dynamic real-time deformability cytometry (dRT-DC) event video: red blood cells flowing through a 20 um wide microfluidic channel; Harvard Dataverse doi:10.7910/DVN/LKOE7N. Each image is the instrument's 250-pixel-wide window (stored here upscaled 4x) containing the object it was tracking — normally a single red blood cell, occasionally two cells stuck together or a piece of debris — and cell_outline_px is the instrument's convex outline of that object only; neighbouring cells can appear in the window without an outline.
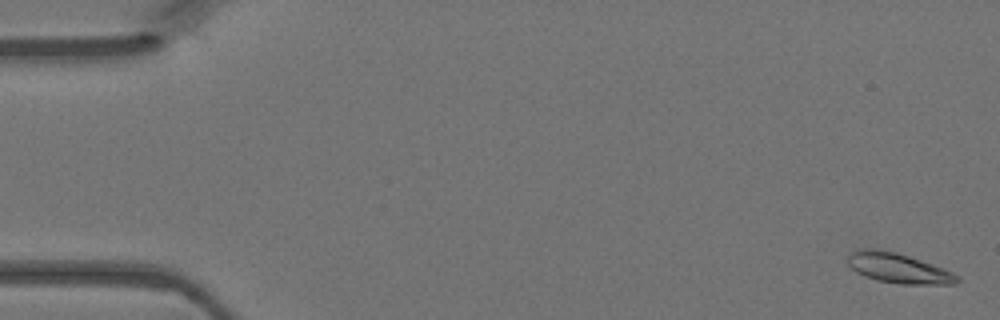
{"species": "Egyptian fruit bat (a non-hibernating species)", "species_latin": "Rousettus aegyptiacus", "temperature_condition": "warm", "stored_images_in_passage": 47, "camera_frame_rate_fps": 3000, "um_per_image_px": 0.085, "animal": {"sex": "female"}, "frame": {"image": 1, "passage_image": 1, "time_ms": 0.0, "image_size_px": [1000, 320], "cell_outline_px": [[960, 280], [956, 284], [900, 284], [876, 280], [864, 276], [856, 272], [844, 260], [856, 248], [880, 248], [896, 252], [944, 268], [960, 276]], "centroid_in_image_um": [76.32, 22.78], "position_along_channel_um": 8.7, "area_um2": 19.42}}
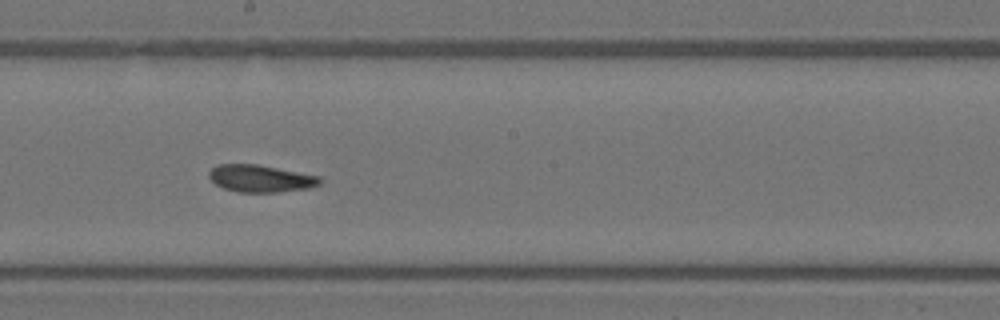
{"frame": {"image": 2, "passage_image": 26, "time_ms": 8.333, "image_size_px": [1000, 320], "cell_outline_px": [[324, 180], [320, 184], [312, 188], [280, 192], [236, 192], [224, 188], [216, 184], [208, 176], [208, 172], [212, 168], [220, 164], [256, 164], [320, 176]], "centroid_in_image_um": [22.19, 15.18], "position_along_channel_um": 226.0, "area_um2": 17.69}}
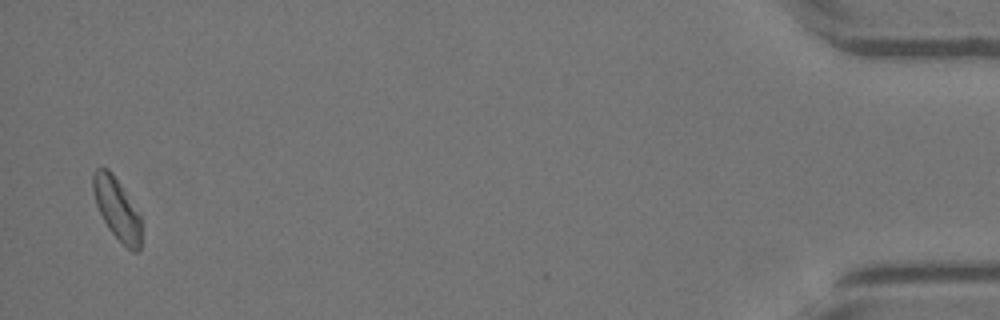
{"frame": {"image": 3, "passage_image": 46, "time_ms": 15.0, "image_size_px": [1000, 320], "cell_outline_px": [[140, 248], [136, 252], [132, 252], [108, 228], [96, 204], [92, 188], [92, 172], [96, 168], [108, 168], [112, 172], [140, 216]], "centroid_in_image_um": [9.9, 17.71], "position_along_channel_um": 425.3, "area_um2": 16.88}}